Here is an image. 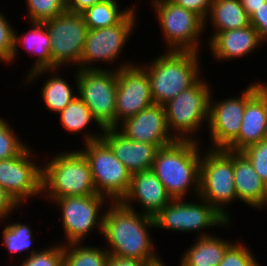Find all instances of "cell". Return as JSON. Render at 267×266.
I'll return each instance as SVG.
<instances>
[{"label": "cell", "mask_w": 267, "mask_h": 266, "mask_svg": "<svg viewBox=\"0 0 267 266\" xmlns=\"http://www.w3.org/2000/svg\"><path fill=\"white\" fill-rule=\"evenodd\" d=\"M32 230L22 223H11L3 230V245L13 254L28 251L32 245Z\"/></svg>", "instance_id": "obj_30"}, {"label": "cell", "mask_w": 267, "mask_h": 266, "mask_svg": "<svg viewBox=\"0 0 267 266\" xmlns=\"http://www.w3.org/2000/svg\"><path fill=\"white\" fill-rule=\"evenodd\" d=\"M240 243H233L226 250L218 266H259L256 258L250 253V249Z\"/></svg>", "instance_id": "obj_35"}, {"label": "cell", "mask_w": 267, "mask_h": 266, "mask_svg": "<svg viewBox=\"0 0 267 266\" xmlns=\"http://www.w3.org/2000/svg\"><path fill=\"white\" fill-rule=\"evenodd\" d=\"M42 23L50 36L52 62L58 68L70 62L79 65L88 32L83 16L65 11Z\"/></svg>", "instance_id": "obj_11"}, {"label": "cell", "mask_w": 267, "mask_h": 266, "mask_svg": "<svg viewBox=\"0 0 267 266\" xmlns=\"http://www.w3.org/2000/svg\"><path fill=\"white\" fill-rule=\"evenodd\" d=\"M119 9L117 0H102L80 14L88 29H101L117 24L132 8Z\"/></svg>", "instance_id": "obj_26"}, {"label": "cell", "mask_w": 267, "mask_h": 266, "mask_svg": "<svg viewBox=\"0 0 267 266\" xmlns=\"http://www.w3.org/2000/svg\"><path fill=\"white\" fill-rule=\"evenodd\" d=\"M119 66L117 67L115 128H118L125 119L154 104L150 81L144 67L133 62Z\"/></svg>", "instance_id": "obj_16"}, {"label": "cell", "mask_w": 267, "mask_h": 266, "mask_svg": "<svg viewBox=\"0 0 267 266\" xmlns=\"http://www.w3.org/2000/svg\"><path fill=\"white\" fill-rule=\"evenodd\" d=\"M111 208L104 212L103 231L110 255L118 257L162 261L154 253L152 237L148 227L154 226L153 217L137 213L121 202H112Z\"/></svg>", "instance_id": "obj_1"}, {"label": "cell", "mask_w": 267, "mask_h": 266, "mask_svg": "<svg viewBox=\"0 0 267 266\" xmlns=\"http://www.w3.org/2000/svg\"><path fill=\"white\" fill-rule=\"evenodd\" d=\"M267 84L247 101L237 139L227 148L241 152L246 147L267 139Z\"/></svg>", "instance_id": "obj_20"}, {"label": "cell", "mask_w": 267, "mask_h": 266, "mask_svg": "<svg viewBox=\"0 0 267 266\" xmlns=\"http://www.w3.org/2000/svg\"><path fill=\"white\" fill-rule=\"evenodd\" d=\"M46 107L55 113L62 111L78 94L75 95L71 85L64 78L54 75L49 78L41 90Z\"/></svg>", "instance_id": "obj_28"}, {"label": "cell", "mask_w": 267, "mask_h": 266, "mask_svg": "<svg viewBox=\"0 0 267 266\" xmlns=\"http://www.w3.org/2000/svg\"><path fill=\"white\" fill-rule=\"evenodd\" d=\"M250 24L257 30L260 41L267 40V1L251 16Z\"/></svg>", "instance_id": "obj_38"}, {"label": "cell", "mask_w": 267, "mask_h": 266, "mask_svg": "<svg viewBox=\"0 0 267 266\" xmlns=\"http://www.w3.org/2000/svg\"><path fill=\"white\" fill-rule=\"evenodd\" d=\"M84 137L85 150L81 152L89 162L97 194L110 198L111 202H120L127 194L132 174L101 139V133L86 132Z\"/></svg>", "instance_id": "obj_5"}, {"label": "cell", "mask_w": 267, "mask_h": 266, "mask_svg": "<svg viewBox=\"0 0 267 266\" xmlns=\"http://www.w3.org/2000/svg\"><path fill=\"white\" fill-rule=\"evenodd\" d=\"M78 69V96L87 105L95 123L103 131L115 128L117 69Z\"/></svg>", "instance_id": "obj_7"}, {"label": "cell", "mask_w": 267, "mask_h": 266, "mask_svg": "<svg viewBox=\"0 0 267 266\" xmlns=\"http://www.w3.org/2000/svg\"><path fill=\"white\" fill-rule=\"evenodd\" d=\"M232 245L230 241L202 233L193 246L182 254L180 266H218L226 250Z\"/></svg>", "instance_id": "obj_24"}, {"label": "cell", "mask_w": 267, "mask_h": 266, "mask_svg": "<svg viewBox=\"0 0 267 266\" xmlns=\"http://www.w3.org/2000/svg\"><path fill=\"white\" fill-rule=\"evenodd\" d=\"M32 30H30L26 35L19 36L14 32V49L12 53L11 60L8 63H12L16 56L18 55V45H22L23 48L27 49L28 52L34 53L37 55L35 65L33 64L32 70L29 71L28 82L33 81L38 76L43 73H48L51 71H56L59 69L51 60L50 49L51 41L49 33L46 29V26L40 22L31 23ZM56 69V70H55Z\"/></svg>", "instance_id": "obj_21"}, {"label": "cell", "mask_w": 267, "mask_h": 266, "mask_svg": "<svg viewBox=\"0 0 267 266\" xmlns=\"http://www.w3.org/2000/svg\"><path fill=\"white\" fill-rule=\"evenodd\" d=\"M0 13V60L8 63L11 60L14 49L15 29L9 24V20Z\"/></svg>", "instance_id": "obj_36"}, {"label": "cell", "mask_w": 267, "mask_h": 266, "mask_svg": "<svg viewBox=\"0 0 267 266\" xmlns=\"http://www.w3.org/2000/svg\"><path fill=\"white\" fill-rule=\"evenodd\" d=\"M104 196H75L53 199L62 210V224L67 244L82 243V240L97 226L103 231L104 214L100 212ZM103 214V215H102ZM101 217V218H100Z\"/></svg>", "instance_id": "obj_15"}, {"label": "cell", "mask_w": 267, "mask_h": 266, "mask_svg": "<svg viewBox=\"0 0 267 266\" xmlns=\"http://www.w3.org/2000/svg\"><path fill=\"white\" fill-rule=\"evenodd\" d=\"M205 154L200 162L198 200H205L227 221H231L224 206L237 200L233 178V151L208 149Z\"/></svg>", "instance_id": "obj_6"}, {"label": "cell", "mask_w": 267, "mask_h": 266, "mask_svg": "<svg viewBox=\"0 0 267 266\" xmlns=\"http://www.w3.org/2000/svg\"><path fill=\"white\" fill-rule=\"evenodd\" d=\"M156 17L165 37L168 51H199V37L204 20L195 12L178 6L170 0H153Z\"/></svg>", "instance_id": "obj_9"}, {"label": "cell", "mask_w": 267, "mask_h": 266, "mask_svg": "<svg viewBox=\"0 0 267 266\" xmlns=\"http://www.w3.org/2000/svg\"><path fill=\"white\" fill-rule=\"evenodd\" d=\"M198 143L195 139L176 140L156 152L152 171L172 199H184L193 185L198 197L201 162Z\"/></svg>", "instance_id": "obj_2"}, {"label": "cell", "mask_w": 267, "mask_h": 266, "mask_svg": "<svg viewBox=\"0 0 267 266\" xmlns=\"http://www.w3.org/2000/svg\"><path fill=\"white\" fill-rule=\"evenodd\" d=\"M61 125L70 133L84 131L94 118L87 105L77 96L62 111H60Z\"/></svg>", "instance_id": "obj_29"}, {"label": "cell", "mask_w": 267, "mask_h": 266, "mask_svg": "<svg viewBox=\"0 0 267 266\" xmlns=\"http://www.w3.org/2000/svg\"><path fill=\"white\" fill-rule=\"evenodd\" d=\"M122 126V127H121ZM118 131L127 139L156 145L169 146L176 138L168 131L164 106L152 104L120 123Z\"/></svg>", "instance_id": "obj_17"}, {"label": "cell", "mask_w": 267, "mask_h": 266, "mask_svg": "<svg viewBox=\"0 0 267 266\" xmlns=\"http://www.w3.org/2000/svg\"><path fill=\"white\" fill-rule=\"evenodd\" d=\"M263 85L253 83L240 97H230L215 104L210 95L207 122L213 145L210 149H227L237 139L246 103Z\"/></svg>", "instance_id": "obj_12"}, {"label": "cell", "mask_w": 267, "mask_h": 266, "mask_svg": "<svg viewBox=\"0 0 267 266\" xmlns=\"http://www.w3.org/2000/svg\"><path fill=\"white\" fill-rule=\"evenodd\" d=\"M82 245L63 244V266H107L109 253L106 248Z\"/></svg>", "instance_id": "obj_27"}, {"label": "cell", "mask_w": 267, "mask_h": 266, "mask_svg": "<svg viewBox=\"0 0 267 266\" xmlns=\"http://www.w3.org/2000/svg\"><path fill=\"white\" fill-rule=\"evenodd\" d=\"M29 18L33 22H45L58 15L66 9V0H26Z\"/></svg>", "instance_id": "obj_31"}, {"label": "cell", "mask_w": 267, "mask_h": 266, "mask_svg": "<svg viewBox=\"0 0 267 266\" xmlns=\"http://www.w3.org/2000/svg\"><path fill=\"white\" fill-rule=\"evenodd\" d=\"M233 168L237 199L255 209L265 207L267 205V185L241 152L233 151Z\"/></svg>", "instance_id": "obj_23"}, {"label": "cell", "mask_w": 267, "mask_h": 266, "mask_svg": "<svg viewBox=\"0 0 267 266\" xmlns=\"http://www.w3.org/2000/svg\"><path fill=\"white\" fill-rule=\"evenodd\" d=\"M42 192L50 200L96 195L90 165L85 155L80 150L55 155L43 167Z\"/></svg>", "instance_id": "obj_4"}, {"label": "cell", "mask_w": 267, "mask_h": 266, "mask_svg": "<svg viewBox=\"0 0 267 266\" xmlns=\"http://www.w3.org/2000/svg\"><path fill=\"white\" fill-rule=\"evenodd\" d=\"M102 0H66V9L69 12L81 13Z\"/></svg>", "instance_id": "obj_41"}, {"label": "cell", "mask_w": 267, "mask_h": 266, "mask_svg": "<svg viewBox=\"0 0 267 266\" xmlns=\"http://www.w3.org/2000/svg\"><path fill=\"white\" fill-rule=\"evenodd\" d=\"M18 266H63V244H56L40 252L32 249Z\"/></svg>", "instance_id": "obj_32"}, {"label": "cell", "mask_w": 267, "mask_h": 266, "mask_svg": "<svg viewBox=\"0 0 267 266\" xmlns=\"http://www.w3.org/2000/svg\"><path fill=\"white\" fill-rule=\"evenodd\" d=\"M174 4L184 7L190 11L195 12L204 20V26H206V19L210 12V8L213 0H170Z\"/></svg>", "instance_id": "obj_37"}, {"label": "cell", "mask_w": 267, "mask_h": 266, "mask_svg": "<svg viewBox=\"0 0 267 266\" xmlns=\"http://www.w3.org/2000/svg\"><path fill=\"white\" fill-rule=\"evenodd\" d=\"M208 42L212 55L219 61L247 56L261 45L258 32L251 24L240 29L217 32Z\"/></svg>", "instance_id": "obj_22"}, {"label": "cell", "mask_w": 267, "mask_h": 266, "mask_svg": "<svg viewBox=\"0 0 267 266\" xmlns=\"http://www.w3.org/2000/svg\"><path fill=\"white\" fill-rule=\"evenodd\" d=\"M209 17L217 32L240 29L250 25V17L243 8L240 0H213Z\"/></svg>", "instance_id": "obj_25"}, {"label": "cell", "mask_w": 267, "mask_h": 266, "mask_svg": "<svg viewBox=\"0 0 267 266\" xmlns=\"http://www.w3.org/2000/svg\"><path fill=\"white\" fill-rule=\"evenodd\" d=\"M209 88L208 83L199 78L191 87L163 104L168 131L173 129L174 133L175 130L176 140H193L191 133H196L204 121L208 122L212 94Z\"/></svg>", "instance_id": "obj_8"}, {"label": "cell", "mask_w": 267, "mask_h": 266, "mask_svg": "<svg viewBox=\"0 0 267 266\" xmlns=\"http://www.w3.org/2000/svg\"><path fill=\"white\" fill-rule=\"evenodd\" d=\"M18 205L11 199V197L4 191L0 186V221L1 219H7L8 215L15 209Z\"/></svg>", "instance_id": "obj_40"}, {"label": "cell", "mask_w": 267, "mask_h": 266, "mask_svg": "<svg viewBox=\"0 0 267 266\" xmlns=\"http://www.w3.org/2000/svg\"><path fill=\"white\" fill-rule=\"evenodd\" d=\"M136 6L115 25L101 29H88L85 44L81 54L79 69H102L91 63L106 61L111 64L120 58V53L136 25ZM96 61V62H95ZM92 67H90V66Z\"/></svg>", "instance_id": "obj_10"}, {"label": "cell", "mask_w": 267, "mask_h": 266, "mask_svg": "<svg viewBox=\"0 0 267 266\" xmlns=\"http://www.w3.org/2000/svg\"><path fill=\"white\" fill-rule=\"evenodd\" d=\"M241 153L250 161L254 170L267 185V139L246 147Z\"/></svg>", "instance_id": "obj_34"}, {"label": "cell", "mask_w": 267, "mask_h": 266, "mask_svg": "<svg viewBox=\"0 0 267 266\" xmlns=\"http://www.w3.org/2000/svg\"><path fill=\"white\" fill-rule=\"evenodd\" d=\"M163 265L164 263L162 261L129 259L110 254L107 260V266H163Z\"/></svg>", "instance_id": "obj_39"}, {"label": "cell", "mask_w": 267, "mask_h": 266, "mask_svg": "<svg viewBox=\"0 0 267 266\" xmlns=\"http://www.w3.org/2000/svg\"><path fill=\"white\" fill-rule=\"evenodd\" d=\"M243 8L250 17L258 8L262 6L267 0H240Z\"/></svg>", "instance_id": "obj_42"}, {"label": "cell", "mask_w": 267, "mask_h": 266, "mask_svg": "<svg viewBox=\"0 0 267 266\" xmlns=\"http://www.w3.org/2000/svg\"><path fill=\"white\" fill-rule=\"evenodd\" d=\"M184 199H172L168 205L163 207L154 217L155 228L171 231L191 232L199 231L211 226L229 225L221 214H219L205 200L189 203Z\"/></svg>", "instance_id": "obj_13"}, {"label": "cell", "mask_w": 267, "mask_h": 266, "mask_svg": "<svg viewBox=\"0 0 267 266\" xmlns=\"http://www.w3.org/2000/svg\"><path fill=\"white\" fill-rule=\"evenodd\" d=\"M131 200L142 204V214L154 217L172 200L165 186L151 170L136 172L131 175L127 194L120 201L126 207L132 208Z\"/></svg>", "instance_id": "obj_18"}, {"label": "cell", "mask_w": 267, "mask_h": 266, "mask_svg": "<svg viewBox=\"0 0 267 266\" xmlns=\"http://www.w3.org/2000/svg\"><path fill=\"white\" fill-rule=\"evenodd\" d=\"M8 122L0 117V160L17 156L25 147Z\"/></svg>", "instance_id": "obj_33"}, {"label": "cell", "mask_w": 267, "mask_h": 266, "mask_svg": "<svg viewBox=\"0 0 267 266\" xmlns=\"http://www.w3.org/2000/svg\"><path fill=\"white\" fill-rule=\"evenodd\" d=\"M198 58L199 54L196 52L165 51L151 65L147 64L144 69L155 104H165L201 78Z\"/></svg>", "instance_id": "obj_3"}, {"label": "cell", "mask_w": 267, "mask_h": 266, "mask_svg": "<svg viewBox=\"0 0 267 266\" xmlns=\"http://www.w3.org/2000/svg\"><path fill=\"white\" fill-rule=\"evenodd\" d=\"M102 132L101 139L131 174L152 169L159 149L156 145L129 140L116 128L104 129Z\"/></svg>", "instance_id": "obj_19"}, {"label": "cell", "mask_w": 267, "mask_h": 266, "mask_svg": "<svg viewBox=\"0 0 267 266\" xmlns=\"http://www.w3.org/2000/svg\"><path fill=\"white\" fill-rule=\"evenodd\" d=\"M27 146L15 157L0 160V186L20 207L29 197L42 195L43 167L32 161Z\"/></svg>", "instance_id": "obj_14"}]
</instances>
